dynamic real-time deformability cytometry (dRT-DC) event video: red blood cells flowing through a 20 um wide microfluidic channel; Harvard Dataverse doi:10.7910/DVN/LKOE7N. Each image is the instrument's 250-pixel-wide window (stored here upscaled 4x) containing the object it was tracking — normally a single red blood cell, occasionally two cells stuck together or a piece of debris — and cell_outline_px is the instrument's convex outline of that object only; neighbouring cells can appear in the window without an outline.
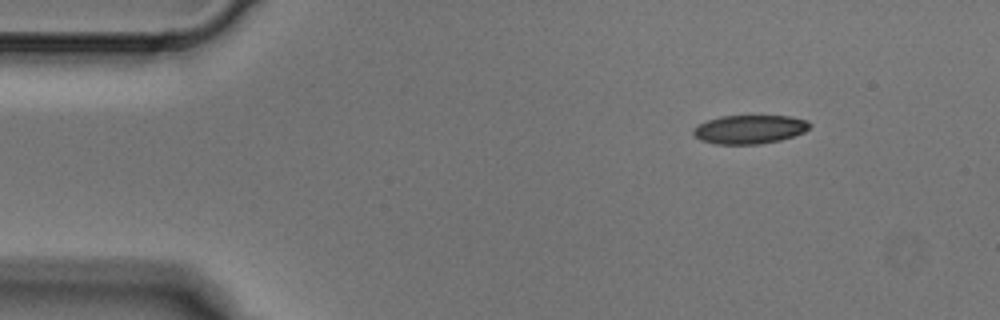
{"species": "Egyptian fruit bat (a non-hibernating species)", "species_latin": "Rousettus aegyptiacus", "temperature_condition": "cold", "stored_images_in_passage": 2, "camera_frame_rate_fps": 3000, "um_per_image_px": 0.085, "animal": {"sex": "male"}, "frame": {"image": 1, "passage_image": 2, "time_ms": 0.333, "image_size_px": [1000, 320], "cell_outline_px": [[812, 124], [804, 132], [780, 140], [760, 144], [716, 144], [700, 140], [692, 136], [692, 128], [696, 124], [720, 116], [788, 116], [808, 120]], "centroid_in_image_um": [63.66, 10.99], "position_along_channel_um": 21.3, "area_um2": 19.65}}